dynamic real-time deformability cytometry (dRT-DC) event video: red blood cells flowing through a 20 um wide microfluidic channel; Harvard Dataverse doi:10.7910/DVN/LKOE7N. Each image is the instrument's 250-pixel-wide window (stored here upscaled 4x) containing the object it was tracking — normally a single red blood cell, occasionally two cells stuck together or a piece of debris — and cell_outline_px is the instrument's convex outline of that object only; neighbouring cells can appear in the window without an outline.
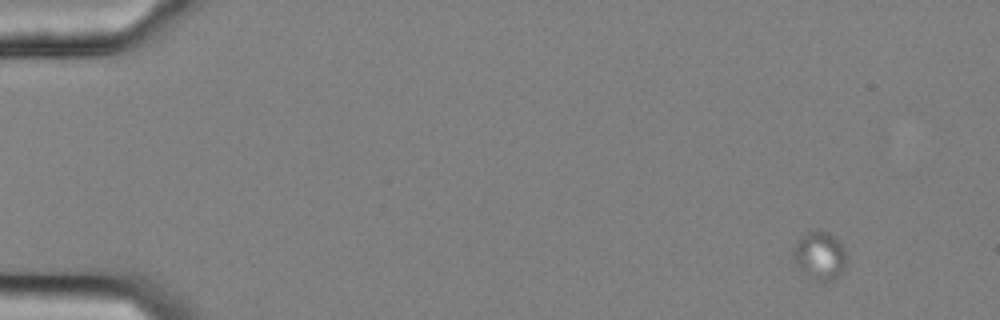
{"species": "common noctule bat (a hibernating species)", "species_latin": "Nyctalus noctula", "temperature_condition": "cold", "stored_images_in_passage": 25, "camera_frame_rate_fps": 3000, "um_per_image_px": 0.085, "animal": {"sex": "female", "body_mass_g": 25.1}, "frame": {"image": 1, "passage_image": 6, "time_ms": 1.667, "image_size_px": [1000, 320], "cell_outline_px": [[848, 264], [844, 272], [832, 280], [824, 284], [816, 284], [808, 280], [792, 256], [792, 248], [808, 232], [820, 228], [836, 236], [848, 256]], "centroid_in_image_um": [69.73, 21.8], "position_along_channel_um": 15.3, "area_um2": 15.84}}